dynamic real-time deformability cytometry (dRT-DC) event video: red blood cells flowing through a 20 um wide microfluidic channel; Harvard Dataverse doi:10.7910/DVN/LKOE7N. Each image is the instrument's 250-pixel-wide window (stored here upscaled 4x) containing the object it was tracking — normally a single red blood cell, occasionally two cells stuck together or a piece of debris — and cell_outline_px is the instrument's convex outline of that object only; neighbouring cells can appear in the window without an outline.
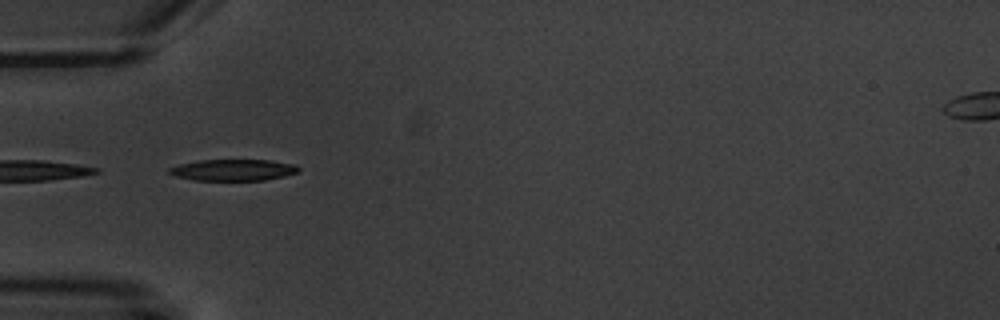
{"species": "common noctule bat (a hibernating species)", "species_latin": "Nyctalus noctula", "temperature_condition": "warm", "stored_images_in_passage": 2, "camera_frame_rate_fps": 3000, "um_per_image_px": 0.085, "animal": {"sex": "male", "body_mass_g": 20.1, "forearm_length_mm": 53.5}, "frame": {"image": 1, "passage_image": 1, "time_ms": 0.0, "image_size_px": [1000, 320], "cell_outline_px": [[300, 172], [284, 176], [264, 180], [192, 180], [176, 176], [168, 172], [168, 168], [180, 164], [200, 160], [268, 160], [296, 164], [300, 168]], "centroid_in_image_um": [19.85, 14.45], "position_along_channel_um": 65.1, "area_um2": 16.13}}